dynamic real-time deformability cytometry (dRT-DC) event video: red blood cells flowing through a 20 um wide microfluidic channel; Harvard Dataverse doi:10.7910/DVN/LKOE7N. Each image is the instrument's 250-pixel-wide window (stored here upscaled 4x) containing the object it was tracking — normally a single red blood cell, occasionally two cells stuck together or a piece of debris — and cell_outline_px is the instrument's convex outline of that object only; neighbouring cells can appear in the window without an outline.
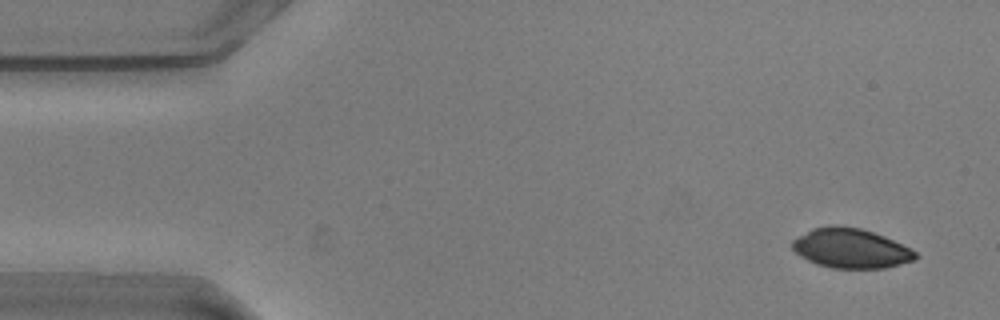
{"species": "common noctule bat (a hibernating species)", "species_latin": "Nyctalus noctula", "temperature_condition": "warm", "stored_images_in_passage": 16, "camera_frame_rate_fps": 3000, "um_per_image_px": 0.085, "animal": {"sex": "male", "body_mass_g": 20.5, "forearm_length_mm": 52.5}, "frame": {"image": 1, "passage_image": 3, "time_ms": 0.667, "image_size_px": [1000, 320], "cell_outline_px": [[920, 256], [916, 260], [884, 268], [832, 268], [816, 264], [800, 256], [792, 248], [792, 240], [812, 228], [828, 224], [836, 224], [860, 228], [884, 236], [912, 248]], "centroid_in_image_um": [72.33, 21.09], "position_along_channel_um": 12.7, "area_um2": 28.73}}